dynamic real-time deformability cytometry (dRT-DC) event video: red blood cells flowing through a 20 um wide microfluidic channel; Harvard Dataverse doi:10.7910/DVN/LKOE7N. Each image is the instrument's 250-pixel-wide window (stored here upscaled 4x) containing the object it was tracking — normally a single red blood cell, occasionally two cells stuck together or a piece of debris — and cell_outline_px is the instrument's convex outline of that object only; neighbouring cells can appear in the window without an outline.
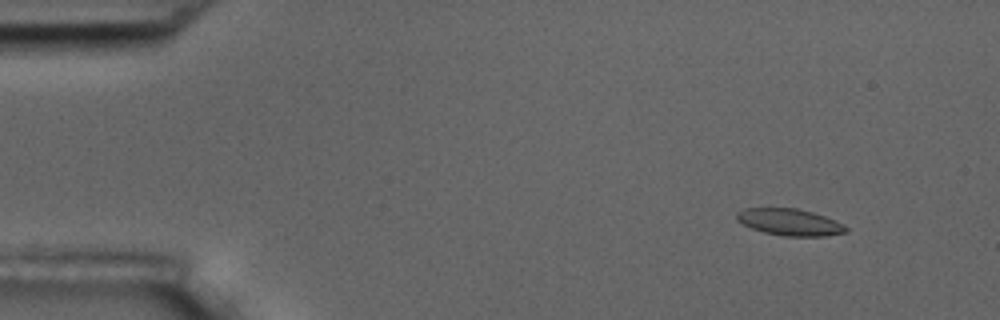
{"species": "common noctule bat (a hibernating species)", "species_latin": "Nyctalus noctula", "temperature_condition": "room temperature", "stored_images_in_passage": 4, "camera_frame_rate_fps": 3000, "um_per_image_px": 0.085, "animal": {"sex": "male", "body_mass_g": 17.5, "forearm_length_mm": 52.3}, "frame": {"image": 1, "passage_image": 1, "time_ms": 0.0, "image_size_px": [1000, 320], "cell_outline_px": [[848, 232], [828, 236], [784, 236], [764, 232], [752, 228], [736, 220], [736, 212], [744, 208], [796, 208], [812, 212], [836, 220], [844, 224], [848, 228]], "centroid_in_image_um": [67.15, 18.88], "position_along_channel_um": 17.8, "area_um2": 17.11}}
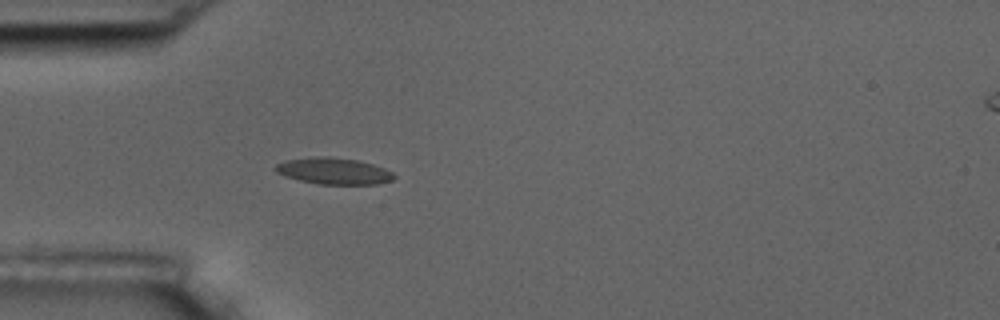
{"frame": {"image": 2, "passage_image": 4, "time_ms": 3.667, "image_size_px": [1000, 320], "cell_outline_px": [[396, 176], [392, 180], [376, 184], [316, 184], [300, 180], [276, 172], [272, 168], [276, 164], [284, 160], [312, 156], [328, 156], [356, 160], [372, 164], [384, 168], [392, 172]], "centroid_in_image_um": [28.33, 14.52], "position_along_channel_um": 56.7, "area_um2": 18.32}}